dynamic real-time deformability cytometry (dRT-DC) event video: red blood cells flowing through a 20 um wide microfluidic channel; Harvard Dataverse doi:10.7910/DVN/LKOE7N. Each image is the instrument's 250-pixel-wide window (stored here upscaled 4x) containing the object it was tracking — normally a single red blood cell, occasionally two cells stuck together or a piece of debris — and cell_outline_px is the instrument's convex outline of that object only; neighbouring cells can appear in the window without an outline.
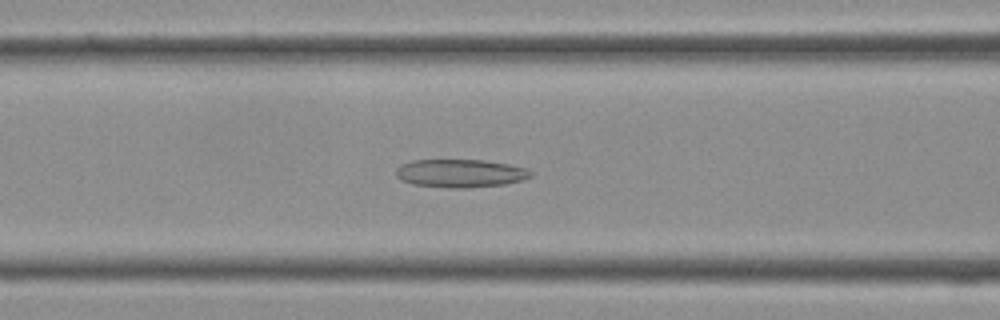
{"species": "Egyptian fruit bat (a non-hibernating species)", "species_latin": "Rousettus aegyptiacus", "temperature_condition": "cold", "stored_images_in_passage": 38, "camera_frame_rate_fps": 3000, "um_per_image_px": 0.085, "frame": {"image": 1, "passage_image": 15, "time_ms": 4.667, "image_size_px": [1000, 320], "cell_outline_px": [[532, 176], [520, 180], [504, 184], [468, 188], [448, 188], [412, 184], [400, 180], [396, 176], [396, 168], [400, 164], [412, 160], [484, 160], [508, 164], [528, 168], [532, 172]], "centroid_in_image_um": [39.1, 14.73], "position_along_channel_um": 127.5, "area_um2": 22.25}}
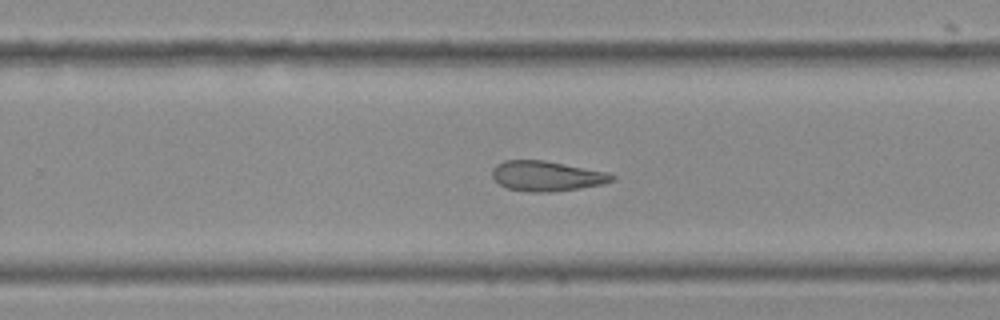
{"frame": {"image": 2, "passage_image": 24, "time_ms": 7.667, "image_size_px": [1000, 320], "cell_outline_px": [[616, 180], [604, 184], [580, 188], [548, 192], [528, 192], [508, 188], [500, 184], [492, 176], [492, 168], [496, 164], [504, 160], [544, 160], [608, 172], [616, 176]], "centroid_in_image_um": [46.49, 14.96], "position_along_channel_um": 283.3, "area_um2": 21.1}}
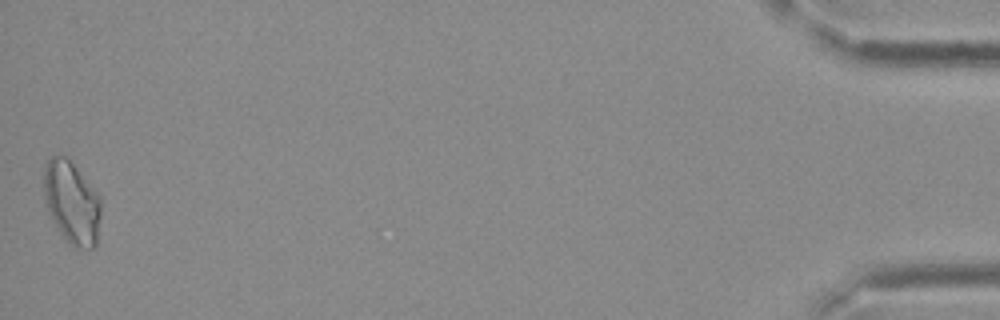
{"frame": {"image": 3, "passage_image": 38, "time_ms": 12.333, "image_size_px": [1000, 320], "cell_outline_px": [[100, 216], [96, 248], [76, 248], [68, 244], [60, 232], [48, 212], [44, 204], [44, 164], [52, 156], [68, 156], [100, 196]], "centroid_in_image_um": [6.09, 17.21], "position_along_channel_um": 429.1, "area_um2": 27.8}}